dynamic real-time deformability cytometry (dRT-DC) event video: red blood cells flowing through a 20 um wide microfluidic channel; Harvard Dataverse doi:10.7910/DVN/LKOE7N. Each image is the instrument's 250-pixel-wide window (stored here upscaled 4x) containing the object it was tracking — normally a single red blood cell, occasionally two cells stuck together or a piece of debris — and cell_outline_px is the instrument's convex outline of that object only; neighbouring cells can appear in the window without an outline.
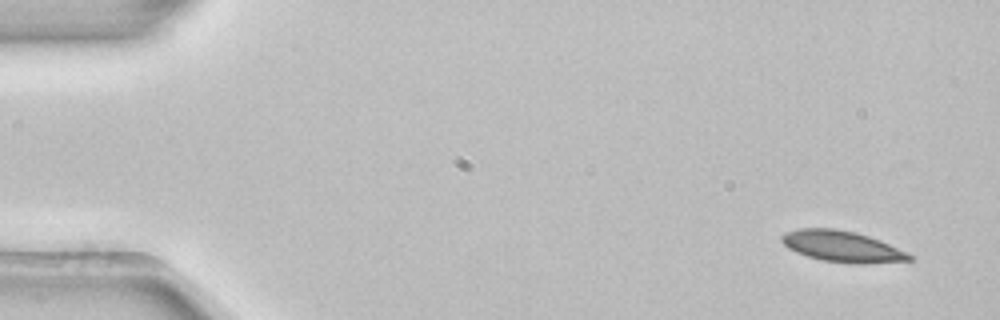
{"species": "common noctule bat (a hibernating species)", "species_latin": "Nyctalus noctula", "temperature_condition": "room temperature", "stored_images_in_passage": 4, "camera_frame_rate_fps": 3000, "um_per_image_px": 0.085, "animal": {"sex": "female", "body_mass_g": 22.7, "forearm_length_mm": 54.2}, "frame": {"image": 1, "passage_image": 1, "time_ms": 0.0, "image_size_px": [1000, 320], "cell_outline_px": [[916, 256], [912, 260], [860, 264], [820, 260], [796, 252], [788, 248], [780, 240], [780, 236], [784, 232], [800, 228], [836, 228], [856, 232], [880, 240], [908, 252]], "centroid_in_image_um": [71.59, 20.94], "position_along_channel_um": 13.4, "area_um2": 23.29}}
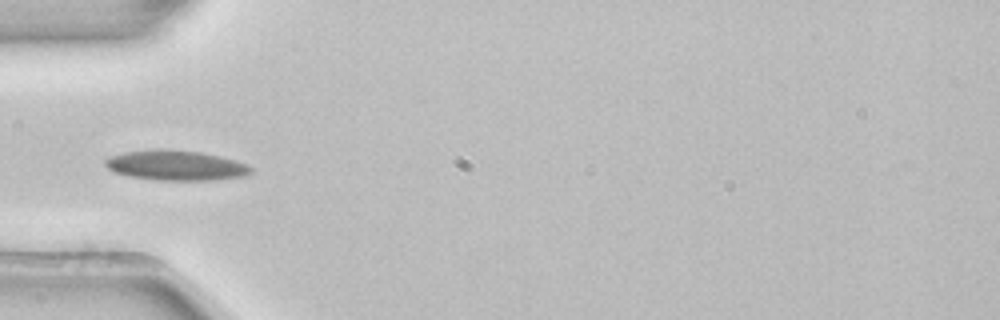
{"frame": {"image": 2, "passage_image": 4, "time_ms": 1.0, "image_size_px": [1000, 320], "cell_outline_px": [[252, 172], [244, 176], [216, 180], [156, 180], [128, 176], [112, 172], [104, 164], [104, 160], [108, 156], [124, 152], [200, 152], [220, 156], [236, 160], [248, 164], [252, 168]], "centroid_in_image_um": [14.98, 14.11], "position_along_channel_um": 70.0, "area_um2": 24.74}}